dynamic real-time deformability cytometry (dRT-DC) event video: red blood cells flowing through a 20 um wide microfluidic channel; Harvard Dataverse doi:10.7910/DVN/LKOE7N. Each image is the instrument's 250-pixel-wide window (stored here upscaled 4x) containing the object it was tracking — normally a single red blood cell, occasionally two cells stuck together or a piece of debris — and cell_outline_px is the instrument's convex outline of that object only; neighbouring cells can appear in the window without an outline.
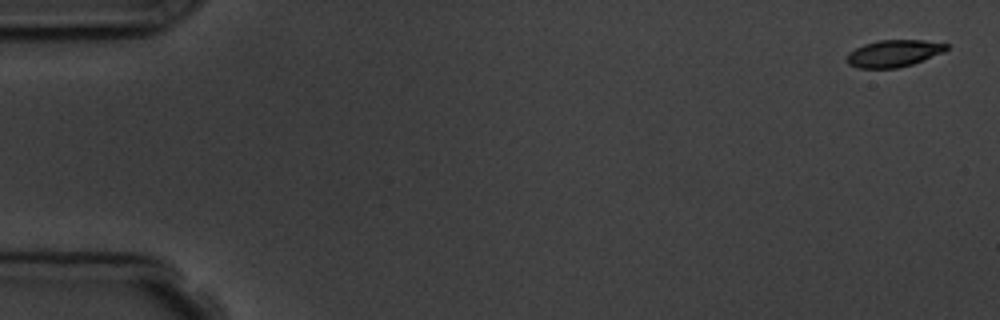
{"species": "common noctule bat (a hibernating species)", "species_latin": "Nyctalus noctula", "temperature_condition": "room temperature", "stored_images_in_passage": 10, "camera_frame_rate_fps": 3000, "um_per_image_px": 0.085, "animal": {"sex": "male", "body_mass_g": 19.5, "forearm_length_mm": 54.6}, "frame": {"image": 1, "passage_image": 1, "time_ms": 0.0, "image_size_px": [1000, 320], "cell_outline_px": [[948, 48], [944, 52], [912, 64], [896, 68], [856, 68], [848, 64], [844, 60], [848, 52], [864, 44], [880, 40], [924, 40], [948, 44]], "centroid_in_image_um": [75.92, 4.54], "position_along_channel_um": 9.1, "area_um2": 15.72}}
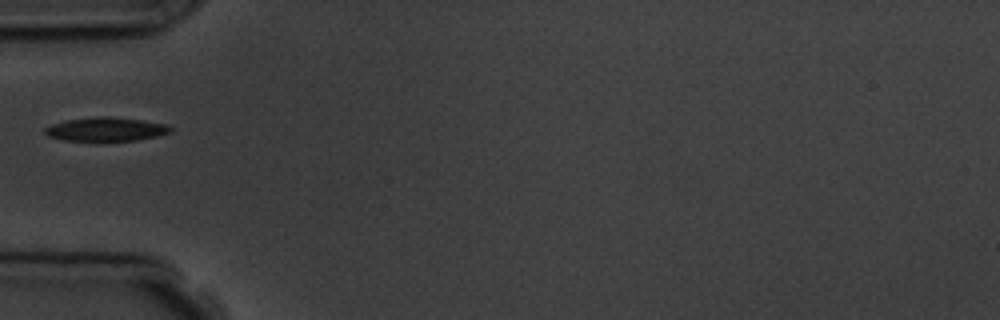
{"frame": {"image": 2, "passage_image": 6, "time_ms": 5.667, "image_size_px": [1000, 320], "cell_outline_px": [[172, 132], [156, 136], [136, 140], [64, 140], [48, 136], [44, 132], [44, 128], [52, 124], [64, 120], [96, 116], [108, 116], [172, 124]], "centroid_in_image_um": [9.03, 10.97], "position_along_channel_um": 76.0, "area_um2": 17.4}}
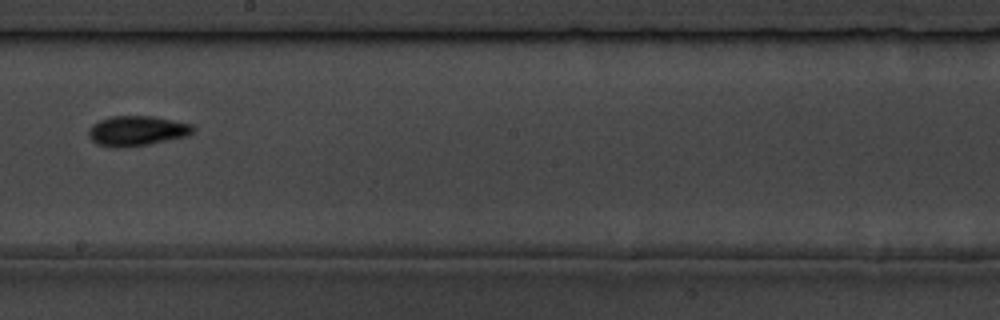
{"frame": {"image": 3, "passage_image": 10, "time_ms": 10.0, "image_size_px": [1000, 320], "cell_outline_px": [[196, 128], [192, 132], [184, 136], [168, 140], [148, 144], [120, 148], [112, 148], [96, 144], [88, 136], [88, 128], [92, 124], [108, 116], [152, 116], [192, 124]], "centroid_in_image_um": [11.57, 11.12], "position_along_channel_um": 236.6, "area_um2": 18.32}}